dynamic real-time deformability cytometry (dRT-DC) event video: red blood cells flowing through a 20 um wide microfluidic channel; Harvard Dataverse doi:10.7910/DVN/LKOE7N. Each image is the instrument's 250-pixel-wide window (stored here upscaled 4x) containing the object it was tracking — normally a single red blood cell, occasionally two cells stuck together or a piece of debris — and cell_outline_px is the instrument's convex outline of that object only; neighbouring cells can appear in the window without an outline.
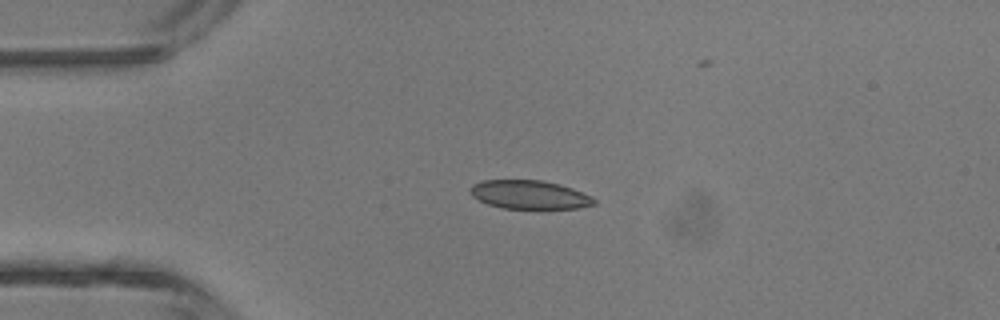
{"species": "common noctule bat (a hibernating species)", "species_latin": "Nyctalus noctula", "temperature_condition": "room temperature", "stored_images_in_passage": 5, "camera_frame_rate_fps": 3000, "um_per_image_px": 0.085, "animal": {"sex": "male", "body_mass_g": 13.3}, "frame": {"image": 1, "passage_image": 2, "time_ms": 2.0, "image_size_px": [1000, 320], "cell_outline_px": [[596, 204], [580, 208], [504, 208], [488, 204], [472, 196], [472, 184], [484, 180], [540, 180], [560, 184], [572, 188], [592, 196], [596, 200]], "centroid_in_image_um": [45.05, 16.54], "position_along_channel_um": 39.9, "area_um2": 20.46}}
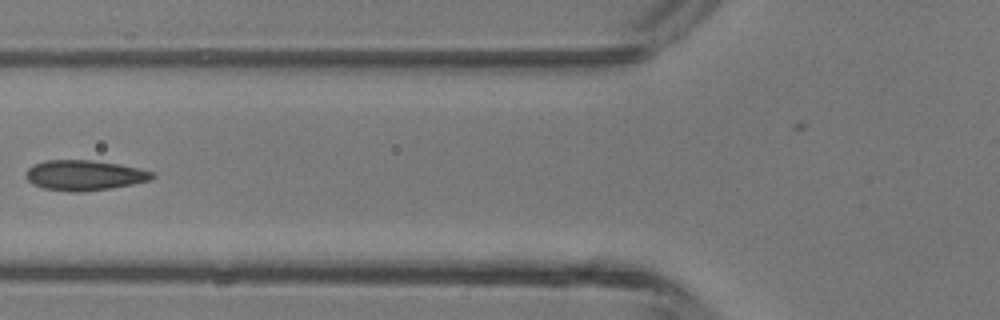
{"frame": {"image": 2, "passage_image": 4, "time_ms": 4.333, "image_size_px": [1000, 320], "cell_outline_px": [[156, 176], [152, 180], [132, 184], [108, 188], [80, 192], [72, 192], [44, 188], [32, 184], [24, 176], [28, 168], [32, 164], [44, 160], [92, 160], [120, 164], [140, 168], [156, 172]], "centroid_in_image_um": [7.19, 14.88], "position_along_channel_um": 118.6, "area_um2": 22.48}}